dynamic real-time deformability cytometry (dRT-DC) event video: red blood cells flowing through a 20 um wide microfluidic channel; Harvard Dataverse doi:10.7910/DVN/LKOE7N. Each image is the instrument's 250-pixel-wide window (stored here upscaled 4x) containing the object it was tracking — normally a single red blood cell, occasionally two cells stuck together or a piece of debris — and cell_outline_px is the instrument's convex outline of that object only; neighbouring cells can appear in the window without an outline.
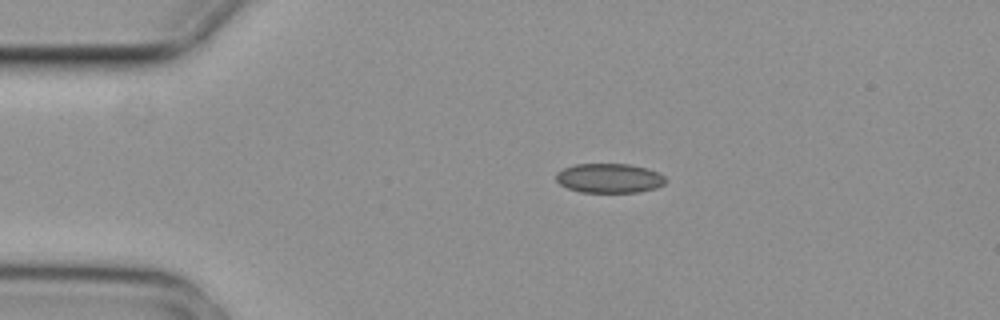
{"species": "common noctule bat (a hibernating species)", "species_latin": "Nyctalus noctula", "temperature_condition": "cold", "stored_images_in_passage": 4, "camera_frame_rate_fps": 3000, "um_per_image_px": 0.085, "animal": {"sex": "female", "body_mass_g": 29.2, "forearm_length_mm": 56.3}, "frame": {"image": 1, "passage_image": 2, "time_ms": 0.333, "image_size_px": [1000, 320], "cell_outline_px": [[668, 180], [664, 184], [656, 188], [640, 192], [580, 192], [568, 188], [560, 184], [556, 180], [556, 172], [564, 168], [576, 164], [628, 164], [648, 168], [664, 176]], "centroid_in_image_um": [51.8, 15.15], "position_along_channel_um": 33.2, "area_um2": 18.84}}
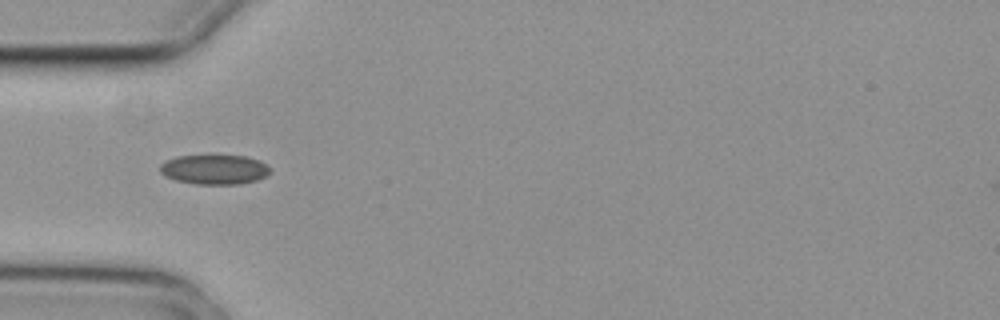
{"frame": {"image": 2, "passage_image": 3, "time_ms": 0.667, "image_size_px": [1000, 320], "cell_outline_px": [[272, 172], [256, 180], [240, 184], [196, 184], [176, 180], [160, 172], [160, 164], [176, 156], [244, 156], [260, 160], [272, 168]], "centroid_in_image_um": [18.27, 14.41], "position_along_channel_um": 66.7, "area_um2": 18.9}}
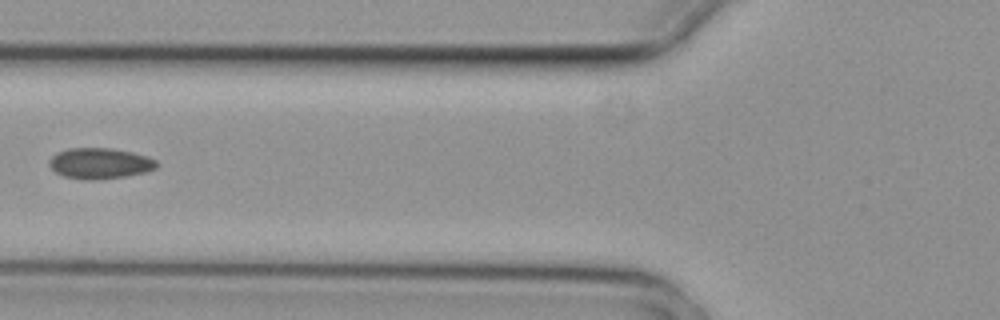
{"frame": {"image": 3, "passage_image": 4, "time_ms": 1.0, "image_size_px": [1000, 320], "cell_outline_px": [[156, 168], [148, 172], [124, 176], [96, 180], [84, 180], [64, 176], [56, 172], [48, 164], [48, 160], [56, 152], [68, 148], [112, 148], [132, 152], [156, 160]], "centroid_in_image_um": [8.45, 13.88], "position_along_channel_um": 117.3, "area_um2": 19.31}}